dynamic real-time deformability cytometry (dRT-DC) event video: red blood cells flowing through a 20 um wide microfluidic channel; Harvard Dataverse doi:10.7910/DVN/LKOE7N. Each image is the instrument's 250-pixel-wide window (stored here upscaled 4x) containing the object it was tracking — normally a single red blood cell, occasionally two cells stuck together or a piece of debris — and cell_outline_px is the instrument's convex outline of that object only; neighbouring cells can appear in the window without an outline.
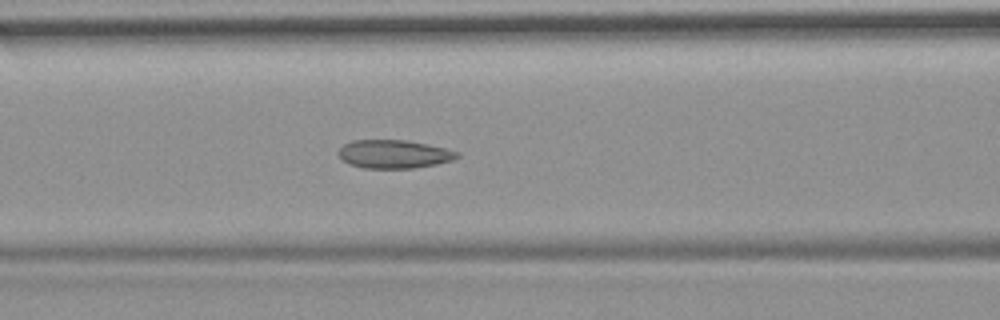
{"species": "common noctule bat (a hibernating species)", "species_latin": "Nyctalus noctula", "temperature_condition": "room temperature", "stored_images_in_passage": 47, "camera_frame_rate_fps": 3000, "um_per_image_px": 0.085, "animal": {"sex": "female", "body_mass_g": 19.9}, "frame": {"image": 1, "passage_image": 20, "time_ms": 6.333, "image_size_px": [1000, 320], "cell_outline_px": [[460, 156], [452, 160], [436, 164], [412, 168], [364, 168], [348, 164], [340, 160], [336, 152], [344, 144], [352, 140], [404, 140], [428, 144], [460, 152]], "centroid_in_image_um": [33.44, 13.1], "position_along_channel_um": 133.2, "area_um2": 19.77}, "authors_computed_cell_mechanics": {"area_um2": 20.1722, "velocity_mm_per_s": 3.702, "shape_relaxation_time_tau1_ms": null, "shape_relaxation_time_tau2_ms": 2.0914, "deformation_change_tau1": null, "deformation_change_tau2": 0.0725}}